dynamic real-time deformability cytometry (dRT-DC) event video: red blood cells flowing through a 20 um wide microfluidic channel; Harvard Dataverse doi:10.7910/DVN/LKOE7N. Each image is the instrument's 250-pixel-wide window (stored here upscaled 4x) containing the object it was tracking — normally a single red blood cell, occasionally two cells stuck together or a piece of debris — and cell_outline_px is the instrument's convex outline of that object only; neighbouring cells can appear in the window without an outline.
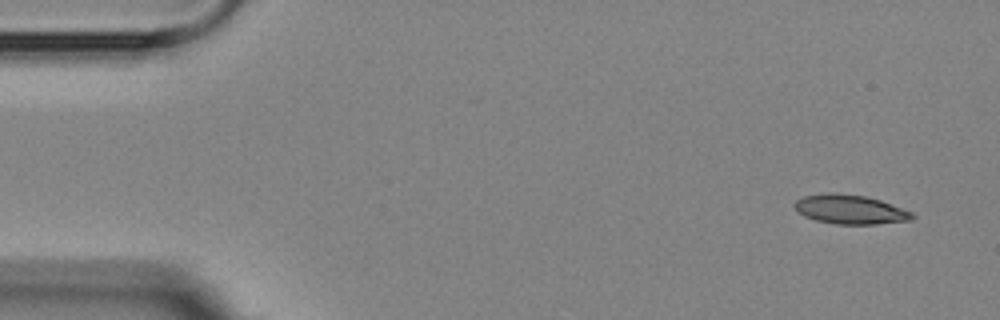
{"species": "Egyptian fruit bat (a non-hibernating species)", "species_latin": "Rousettus aegyptiacus", "temperature_condition": "room temperature", "stored_images_in_passage": 6, "segment_of_instrument_passage": [2, 2], "camera_frame_rate_fps": 3000, "um_per_image_px": 0.085, "animal": {"sex": "female"}, "frame": {"image": 1, "passage_image": 6, "time_ms": 6.333, "image_size_px": [1000, 320], "cell_outline_px": [[916, 216], [912, 220], [876, 224], [836, 224], [816, 220], [804, 216], [792, 204], [796, 200], [804, 196], [828, 192], [832, 192], [864, 196], [880, 200], [912, 212]], "centroid_in_image_um": [72.26, 17.8], "position_along_channel_um": 12.7, "area_um2": 19.94}}